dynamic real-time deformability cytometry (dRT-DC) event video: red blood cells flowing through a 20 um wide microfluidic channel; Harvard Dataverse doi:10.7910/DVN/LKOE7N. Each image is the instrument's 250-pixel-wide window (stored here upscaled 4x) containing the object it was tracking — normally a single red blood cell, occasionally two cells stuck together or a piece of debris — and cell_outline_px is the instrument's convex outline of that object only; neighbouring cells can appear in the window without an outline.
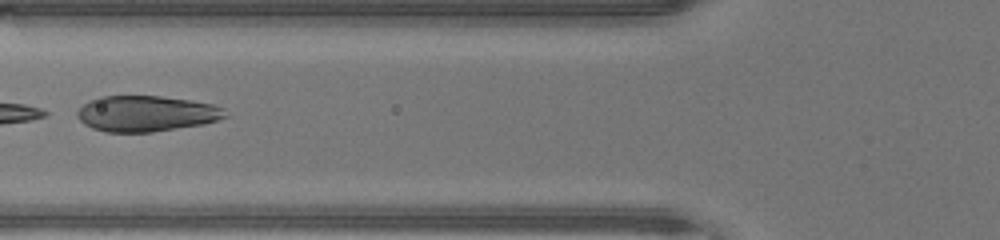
{"species": "human", "species_latin": "Homo sapiens", "temperature_condition": "warm", "stored_images_in_passage": 24, "segment_of_instrument_passage": [2, 2], "camera_frame_rate_fps": 3000, "um_per_image_px": 0.085, "donor": {"sex": "male"}, "frame": {"image": 1, "passage_image": 17, "time_ms": 5.333, "image_size_px": [1000, 240], "cell_outline_px": [[228, 116], [204, 124], [152, 132], [104, 132], [92, 128], [84, 124], [76, 116], [76, 112], [88, 100], [100, 96], [160, 96], [192, 100], [212, 104], [224, 108]], "centroid_in_image_um": [12.42, 9.65], "position_along_channel_um": 113.4, "area_um2": 31.04}}
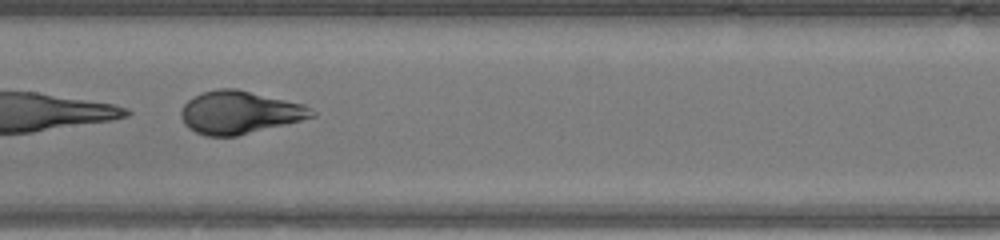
{"frame": {"image": 2, "passage_image": 22, "time_ms": 7.0, "image_size_px": [1000, 240], "cell_outline_px": [[316, 116], [236, 136], [204, 136], [188, 128], [184, 124], [180, 116], [180, 112], [184, 104], [192, 96], [200, 92], [220, 88], [236, 88], [304, 104], [316, 112]], "centroid_in_image_um": [20.31, 9.54], "position_along_channel_um": 187.1, "area_um2": 32.6}}